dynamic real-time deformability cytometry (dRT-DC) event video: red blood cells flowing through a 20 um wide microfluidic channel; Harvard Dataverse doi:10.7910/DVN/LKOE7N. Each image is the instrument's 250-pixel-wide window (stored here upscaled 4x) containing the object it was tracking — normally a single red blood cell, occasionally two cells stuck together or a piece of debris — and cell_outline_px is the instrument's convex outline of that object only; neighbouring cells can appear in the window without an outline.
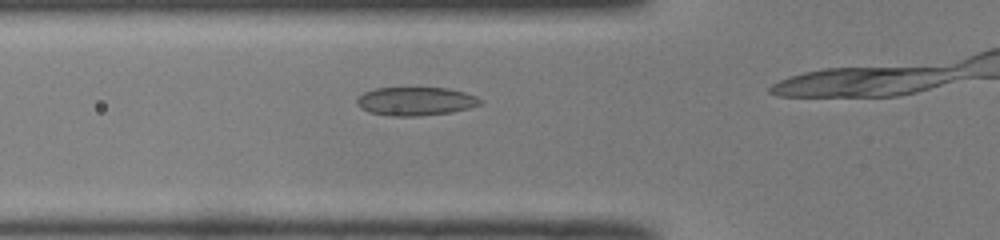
{"species": "common noctule bat (a hibernating species)", "species_latin": "Nyctalus noctula", "temperature_condition": "room temperature", "stored_images_in_passage": 19, "camera_frame_rate_fps": 3000, "um_per_image_px": 0.085, "animal": {"sex": "male", "body_mass_g": 19.0, "forearm_length_mm": 50.8}, "frame": {"image": 1, "passage_image": 6, "time_ms": 1.667, "image_size_px": [1000, 240], "cell_outline_px": [[484, 100], [480, 104], [468, 108], [452, 112], [420, 116], [388, 116], [368, 112], [360, 108], [356, 104], [356, 96], [364, 92], [376, 88], [448, 88], [464, 92], [476, 96]], "centroid_in_image_um": [35.29, 8.61], "position_along_channel_um": 90.5, "area_um2": 20.69}}
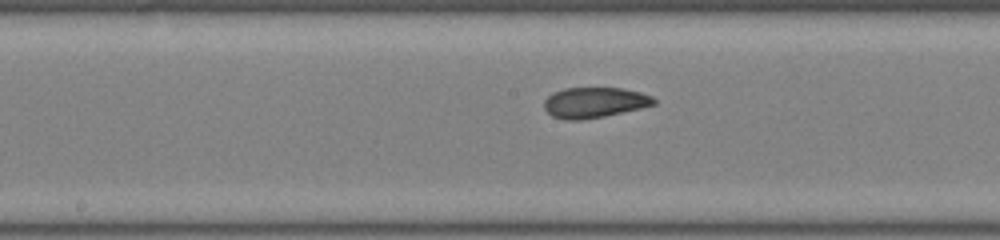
{"frame": {"image": 2, "passage_image": 14, "time_ms": 4.333, "image_size_px": [1000, 240], "cell_outline_px": [[656, 104], [640, 108], [604, 116], [580, 120], [564, 120], [552, 116], [544, 108], [544, 100], [552, 92], [564, 88], [620, 88], [640, 92], [652, 96], [656, 100]], "centroid_in_image_um": [50.5, 8.71], "position_along_channel_um": 197.7, "area_um2": 19.48}}
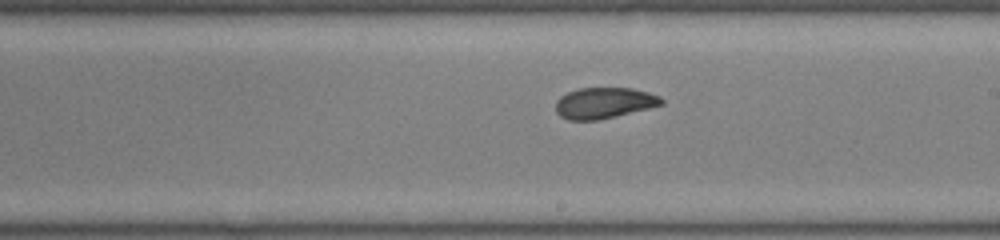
{"frame": {"image": 3, "passage_image": 17, "time_ms": 5.333, "image_size_px": [1000, 240], "cell_outline_px": [[664, 104], [600, 120], [568, 120], [560, 116], [556, 112], [556, 100], [560, 96], [568, 92], [580, 88], [632, 88], [648, 92], [660, 96], [664, 100]], "centroid_in_image_um": [51.34, 8.75], "position_along_channel_um": 237.7, "area_um2": 19.13}}